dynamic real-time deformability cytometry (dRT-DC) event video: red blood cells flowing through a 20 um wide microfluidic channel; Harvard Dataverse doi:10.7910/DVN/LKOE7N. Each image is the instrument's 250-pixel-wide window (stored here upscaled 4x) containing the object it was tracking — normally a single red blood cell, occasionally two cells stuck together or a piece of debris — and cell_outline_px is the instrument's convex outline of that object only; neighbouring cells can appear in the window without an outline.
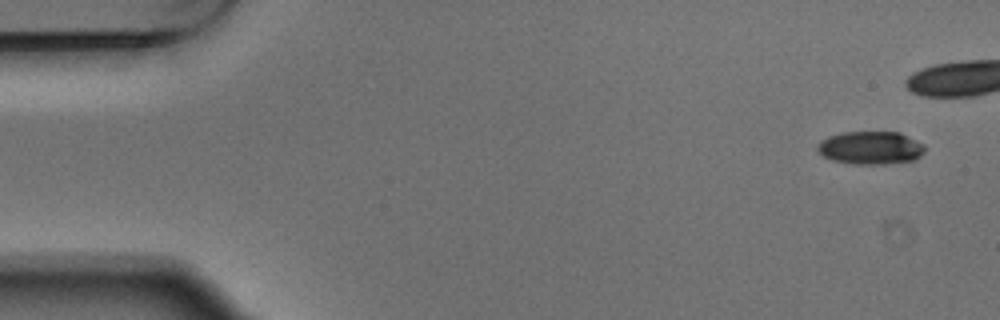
{"species": "Egyptian fruit bat (a non-hibernating species)", "species_latin": "Rousettus aegyptiacus", "temperature_condition": "warm", "stored_images_in_passage": 8, "camera_frame_rate_fps": 3000, "um_per_image_px": 0.085, "animal": {"sex": "male"}, "frame": {"image": 1, "passage_image": 1, "time_ms": 0.0, "image_size_px": [1000, 320], "cell_outline_px": [[924, 152], [916, 160], [884, 164], [852, 164], [832, 160], [824, 156], [816, 148], [816, 144], [820, 140], [828, 136], [840, 132], [900, 132], [924, 144]], "centroid_in_image_um": [73.99, 12.56], "position_along_channel_um": 11.0, "area_um2": 20.87}}